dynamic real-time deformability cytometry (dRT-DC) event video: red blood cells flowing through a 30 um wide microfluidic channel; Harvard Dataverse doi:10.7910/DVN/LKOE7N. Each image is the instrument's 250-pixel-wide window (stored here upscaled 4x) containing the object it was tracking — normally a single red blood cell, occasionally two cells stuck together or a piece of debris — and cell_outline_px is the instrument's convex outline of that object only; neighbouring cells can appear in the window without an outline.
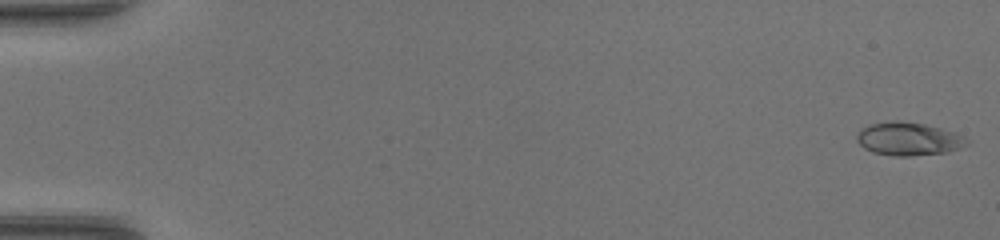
{"species": "common noctule bat (a hibernating species)", "species_latin": "Nyctalus noctula", "temperature_condition": "warm", "stored_images_in_passage": 48, "camera_frame_rate_fps": 3000, "um_per_image_px": 0.085, "animal": {"sex": "female", "body_mass_g": 17.0, "forearm_length_mm": 48.0}, "frame": {"image": 1, "passage_image": 1, "time_ms": 0.0, "image_size_px": [1000, 240], "cell_outline_px": [[972, 140], [968, 144], [960, 148], [948, 152], [908, 156], [892, 156], [872, 152], [864, 148], [856, 140], [856, 132], [868, 124], [896, 120], [900, 120], [924, 124], [940, 128], [964, 136]], "centroid_in_image_um": [77.21, 11.8], "position_along_channel_um": 7.8, "area_um2": 21.5}}
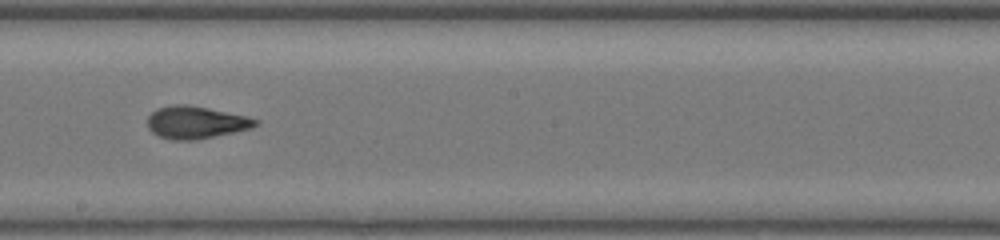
{"frame": {"image": 2, "passage_image": 28, "time_ms": 9.0, "image_size_px": [1000, 240], "cell_outline_px": [[260, 124], [252, 128], [196, 140], [172, 140], [160, 136], [152, 132], [148, 128], [148, 116], [156, 108], [176, 104], [188, 104], [248, 116], [260, 120]], "centroid_in_image_um": [16.67, 10.4], "position_along_channel_um": 231.5, "area_um2": 20.52}}
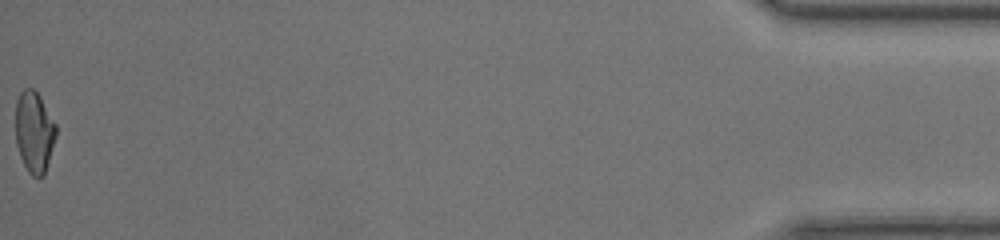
{"frame": {"image": 3, "passage_image": 48, "time_ms": 15.667, "image_size_px": [1000, 240], "cell_outline_px": [[56, 136], [44, 176], [32, 176], [28, 172], [20, 156], [16, 144], [16, 100], [20, 92], [24, 88], [32, 88], [40, 96], [56, 124]], "centroid_in_image_um": [2.91, 11.21], "position_along_channel_um": 432.3, "area_um2": 19.13}}